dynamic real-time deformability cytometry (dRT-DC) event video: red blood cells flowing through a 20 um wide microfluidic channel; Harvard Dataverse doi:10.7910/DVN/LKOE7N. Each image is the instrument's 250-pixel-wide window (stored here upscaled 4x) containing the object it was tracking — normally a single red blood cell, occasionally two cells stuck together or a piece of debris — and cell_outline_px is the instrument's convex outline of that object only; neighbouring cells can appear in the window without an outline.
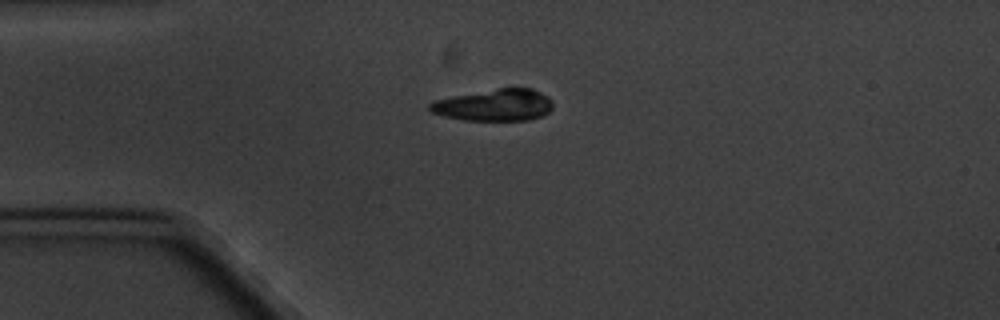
{"species": "common noctule bat (a hibernating species)", "species_latin": "Nyctalus noctula", "temperature_condition": "cold", "stored_images_in_passage": 3, "camera_frame_rate_fps": 3000, "um_per_image_px": 0.085, "animal": {"sex": "male", "body_mass_g": 20.1, "forearm_length_mm": 53.5}, "frame": {"image": 1, "passage_image": 1, "time_ms": 0.0, "image_size_px": [1000, 320], "cell_outline_px": [[552, 108], [544, 116], [528, 120], [464, 120], [444, 116], [432, 112], [428, 108], [428, 104], [432, 100], [452, 96], [496, 88], [532, 88], [548, 96], [552, 100]], "centroid_in_image_um": [42.02, 8.92], "position_along_channel_um": 43.0, "area_um2": 23.0}}